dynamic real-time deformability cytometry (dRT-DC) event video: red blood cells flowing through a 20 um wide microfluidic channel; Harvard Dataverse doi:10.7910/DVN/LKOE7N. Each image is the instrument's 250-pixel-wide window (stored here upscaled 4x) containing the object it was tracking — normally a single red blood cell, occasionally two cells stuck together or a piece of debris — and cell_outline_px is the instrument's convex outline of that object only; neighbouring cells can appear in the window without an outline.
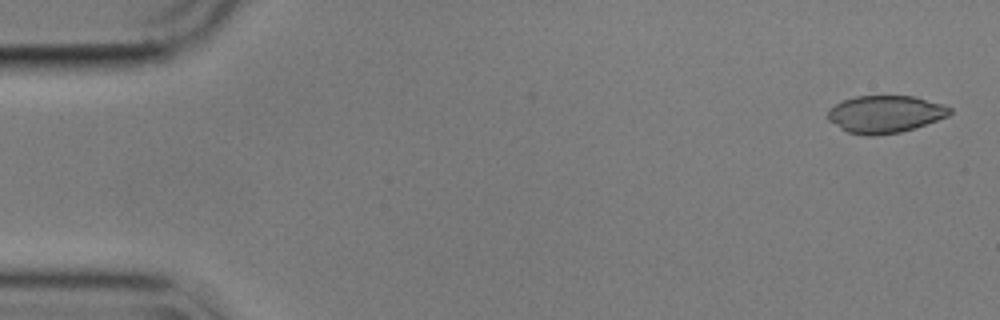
{"species": "common noctule bat (a hibernating species)", "species_latin": "Nyctalus noctula", "temperature_condition": "cold", "stored_images_in_passage": 12, "camera_frame_rate_fps": 3000, "um_per_image_px": 0.085, "animal": {"sex": "male", "body_mass_g": 17.9}, "frame": {"image": 1, "passage_image": 1, "time_ms": 0.0, "image_size_px": [1000, 320], "cell_outline_px": [[952, 112], [948, 116], [900, 132], [872, 136], [864, 136], [848, 132], [840, 128], [828, 120], [828, 108], [844, 100], [856, 96], [916, 96], [944, 104], [952, 108]], "centroid_in_image_um": [75.23, 9.69], "position_along_channel_um": 9.8, "area_um2": 26.53}}
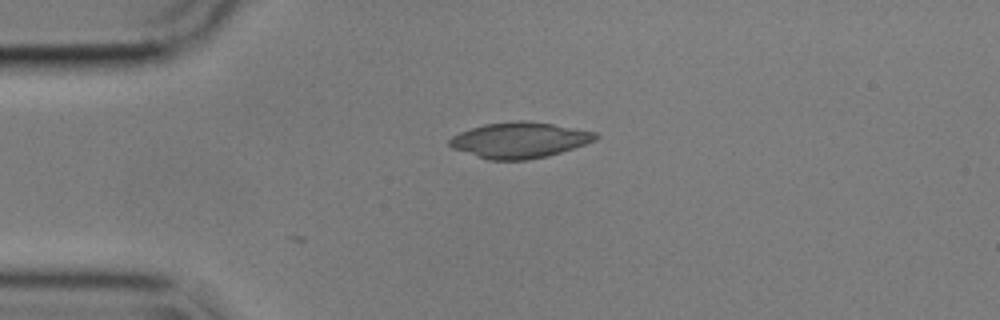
{"frame": {"image": 2, "passage_image": 12, "time_ms": 3.667, "image_size_px": [1000, 320], "cell_outline_px": [[600, 136], [596, 140], [548, 156], [528, 160], [488, 160], [452, 148], [448, 144], [448, 140], [452, 136], [460, 132], [484, 124], [516, 120], [524, 120], [552, 124], [596, 132]], "centroid_in_image_um": [44.14, 11.91], "position_along_channel_um": 40.9, "area_um2": 30.35}}